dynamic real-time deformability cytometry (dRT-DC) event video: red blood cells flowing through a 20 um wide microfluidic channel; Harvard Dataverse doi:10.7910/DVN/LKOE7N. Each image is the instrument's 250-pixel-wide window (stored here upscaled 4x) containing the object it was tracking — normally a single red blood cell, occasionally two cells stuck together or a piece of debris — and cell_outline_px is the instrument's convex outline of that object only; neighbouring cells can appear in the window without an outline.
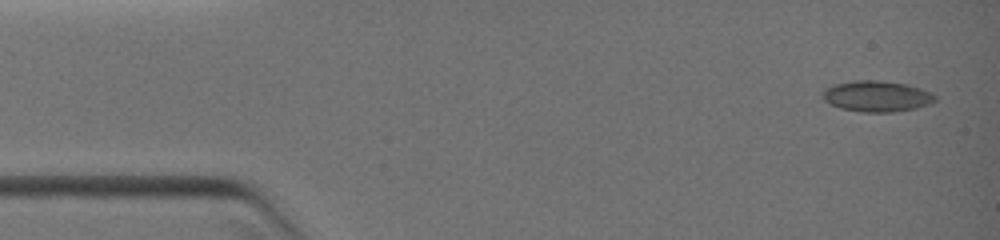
{"species": "common noctule bat (a hibernating species)", "species_latin": "Nyctalus noctula", "temperature_condition": "warm", "stored_images_in_passage": 4, "camera_frame_rate_fps": 3000, "um_per_image_px": 0.085, "animal": {"sex": "female", "body_mass_g": 19.0, "forearm_length_mm": 51.5}, "frame": {"image": 1, "passage_image": 1, "time_ms": 0.0, "image_size_px": [1000, 240], "cell_outline_px": [[936, 100], [932, 104], [916, 108], [892, 112], [860, 112], [840, 108], [824, 100], [820, 92], [824, 88], [836, 84], [852, 80], [880, 80], [904, 84], [920, 88], [936, 96]], "centroid_in_image_um": [74.5, 8.18], "position_along_channel_um": 10.5, "area_um2": 20.35}}
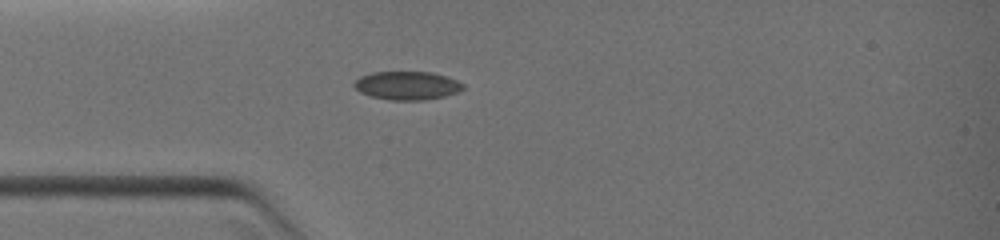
{"frame": {"image": 2, "passage_image": 4, "time_ms": 3.0, "image_size_px": [1000, 240], "cell_outline_px": [[464, 88], [456, 92], [444, 96], [424, 100], [388, 100], [372, 96], [360, 92], [352, 84], [360, 76], [372, 72], [432, 72], [448, 76], [464, 84]], "centroid_in_image_um": [34.6, 7.26], "position_along_channel_um": 50.4, "area_um2": 18.03}}